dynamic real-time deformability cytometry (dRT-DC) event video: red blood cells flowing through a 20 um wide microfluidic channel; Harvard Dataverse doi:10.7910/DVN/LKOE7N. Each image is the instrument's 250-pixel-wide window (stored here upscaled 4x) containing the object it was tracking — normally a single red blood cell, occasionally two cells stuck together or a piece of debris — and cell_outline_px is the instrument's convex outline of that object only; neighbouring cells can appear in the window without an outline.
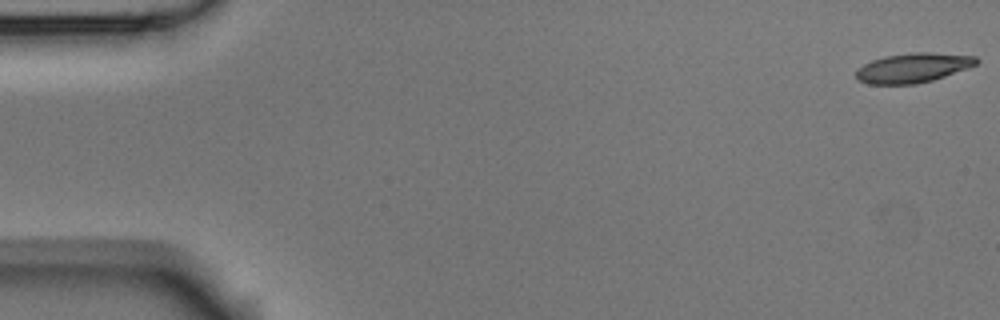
{"species": "Egyptian fruit bat (a non-hibernating species)", "species_latin": "Rousettus aegyptiacus", "temperature_condition": "room temperature", "stored_images_in_passage": 5, "camera_frame_rate_fps": 3000, "um_per_image_px": 0.085, "animal": {"sex": "male"}, "frame": {"image": 1, "passage_image": 1, "time_ms": 0.0, "image_size_px": [1000, 320], "cell_outline_px": [[980, 60], [976, 64], [968, 68], [932, 80], [916, 84], [868, 84], [856, 80], [856, 68], [872, 60], [884, 56], [912, 52], [928, 52], [976, 56]], "centroid_in_image_um": [77.58, 5.76], "position_along_channel_um": 7.4, "area_um2": 20.81}}
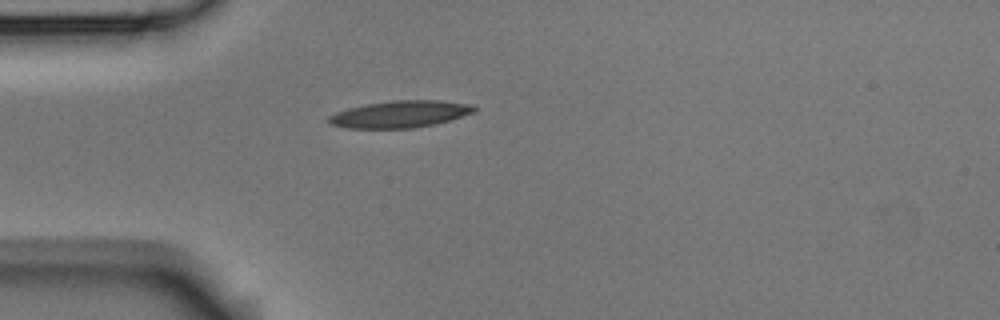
{"frame": {"image": 2, "passage_image": 5, "time_ms": 1.333, "image_size_px": [1000, 320], "cell_outline_px": [[476, 112], [436, 124], [412, 128], [344, 128], [328, 124], [328, 116], [336, 112], [348, 108], [368, 104], [392, 100], [440, 100], [472, 104], [476, 108]], "centroid_in_image_um": [34.01, 9.7], "position_along_channel_um": 51.0, "area_um2": 22.95}}